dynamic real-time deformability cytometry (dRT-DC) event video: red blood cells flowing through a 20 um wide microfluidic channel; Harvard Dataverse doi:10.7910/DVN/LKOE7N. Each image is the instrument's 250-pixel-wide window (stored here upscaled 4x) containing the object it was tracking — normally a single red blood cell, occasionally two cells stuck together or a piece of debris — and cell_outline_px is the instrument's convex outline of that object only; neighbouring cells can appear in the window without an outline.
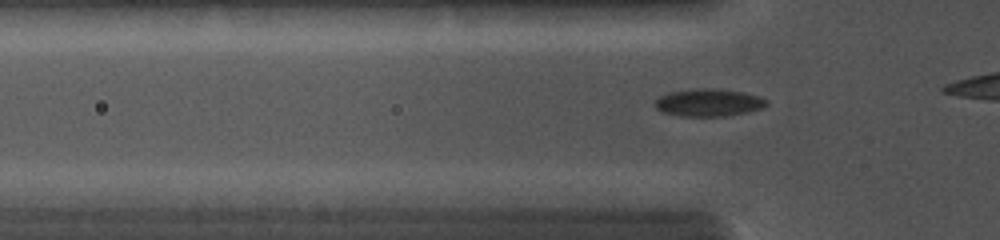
{"species": "common noctule bat (a hibernating species)", "species_latin": "Nyctalus noctula", "temperature_condition": "cold", "stored_images_in_passage": 38, "camera_frame_rate_fps": 5000, "um_per_image_px": 0.085, "animal": {"sex": "female", "body_mass_g": 19.0, "forearm_length_mm": 56.7}, "frame": {"image": 1, "passage_image": 6, "time_ms": 1.2, "image_size_px": [1000, 240], "cell_outline_px": [[768, 104], [760, 108], [748, 112], [724, 116], [680, 116], [664, 112], [656, 108], [652, 104], [660, 96], [668, 92], [692, 88], [712, 88], [744, 92], [768, 100]], "centroid_in_image_um": [60.19, 8.71], "position_along_channel_um": 65.6, "area_um2": 17.92}}
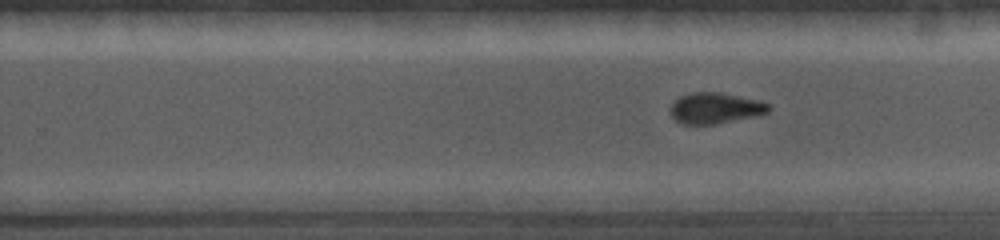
{"frame": {"image": 2, "passage_image": 24, "time_ms": 5.8, "image_size_px": [1000, 240], "cell_outline_px": [[772, 108], [768, 112], [756, 116], [716, 124], [680, 124], [668, 112], [672, 104], [680, 96], [692, 92], [720, 92], [756, 100], [768, 104]], "centroid_in_image_um": [60.77, 9.2], "position_along_channel_um": 269.0, "area_um2": 17.69}}
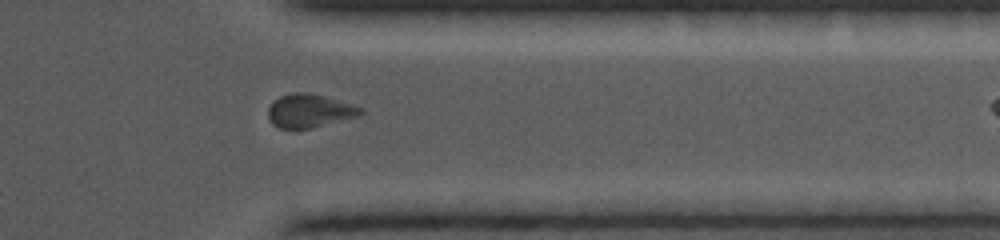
{"frame": {"image": 3, "passage_image": 34, "time_ms": 8.4, "image_size_px": [1000, 240], "cell_outline_px": [[364, 112], [356, 116], [312, 128], [280, 128], [272, 124], [268, 116], [268, 108], [272, 100], [280, 96], [292, 92], [304, 92], [324, 96], [352, 104], [364, 108]], "centroid_in_image_um": [26.27, 9.41], "position_along_channel_um": 385.1, "area_um2": 17.92}}